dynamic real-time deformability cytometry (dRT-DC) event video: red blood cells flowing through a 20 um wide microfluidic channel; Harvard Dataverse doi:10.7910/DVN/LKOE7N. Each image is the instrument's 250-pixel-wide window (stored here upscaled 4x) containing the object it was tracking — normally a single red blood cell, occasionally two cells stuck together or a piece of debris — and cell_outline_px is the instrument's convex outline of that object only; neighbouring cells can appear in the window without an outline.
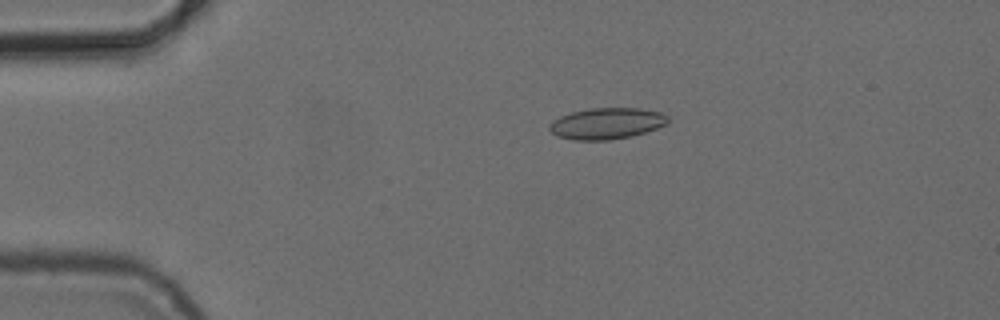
{"species": "common noctule bat (a hibernating species)", "species_latin": "Nyctalus noctula", "temperature_condition": "cold", "stored_images_in_passage": 3, "camera_frame_rate_fps": 3000, "um_per_image_px": 0.085, "animal": {"sex": "female", "body_mass_g": 24.6, "forearm_length_mm": 56.2}, "frame": {"image": 1, "passage_image": 1, "time_ms": 0.0, "image_size_px": [1000, 320], "cell_outline_px": [[668, 124], [632, 136], [608, 140], [572, 140], [556, 136], [548, 128], [548, 124], [552, 120], [560, 116], [572, 112], [588, 108], [640, 108], [660, 112], [668, 116]], "centroid_in_image_um": [51.54, 10.49], "position_along_channel_um": 33.5, "area_um2": 21.73}}
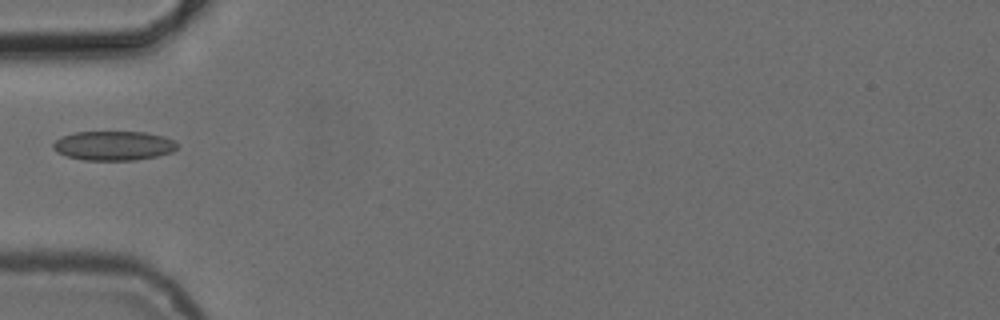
{"frame": {"image": 2, "passage_image": 3, "time_ms": 2.333, "image_size_px": [1000, 320], "cell_outline_px": [[176, 148], [172, 152], [156, 156], [136, 160], [84, 160], [68, 156], [56, 152], [52, 148], [52, 144], [60, 136], [76, 132], [144, 132], [164, 136], [176, 140]], "centroid_in_image_um": [9.64, 12.38], "position_along_channel_um": 75.4, "area_um2": 21.27}}